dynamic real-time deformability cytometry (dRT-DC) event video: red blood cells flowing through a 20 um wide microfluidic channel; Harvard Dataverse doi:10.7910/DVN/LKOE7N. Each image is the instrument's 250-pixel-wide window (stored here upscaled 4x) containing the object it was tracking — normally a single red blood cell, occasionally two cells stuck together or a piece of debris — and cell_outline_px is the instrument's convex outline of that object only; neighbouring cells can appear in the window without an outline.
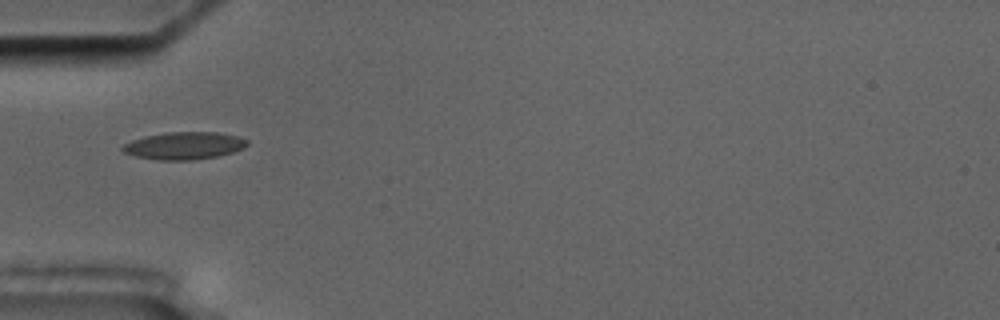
{"species": "common noctule bat (a hibernating species)", "species_latin": "Nyctalus noctula", "temperature_condition": "cold", "stored_images_in_passage": 36, "camera_frame_rate_fps": 3000, "um_per_image_px": 0.085, "animal": {"sex": "male", "body_mass_g": 17.5, "forearm_length_mm": 52.3}, "frame": {"image": 1, "passage_image": 1, "time_ms": 0.0, "image_size_px": [1000, 320], "cell_outline_px": [[248, 144], [244, 148], [232, 152], [216, 156], [192, 160], [160, 160], [136, 156], [124, 152], [120, 148], [124, 144], [132, 140], [144, 136], [164, 132], [216, 132], [236, 136], [248, 140]], "centroid_in_image_um": [15.64, 12.37], "position_along_channel_um": 69.4, "area_um2": 19.83}}
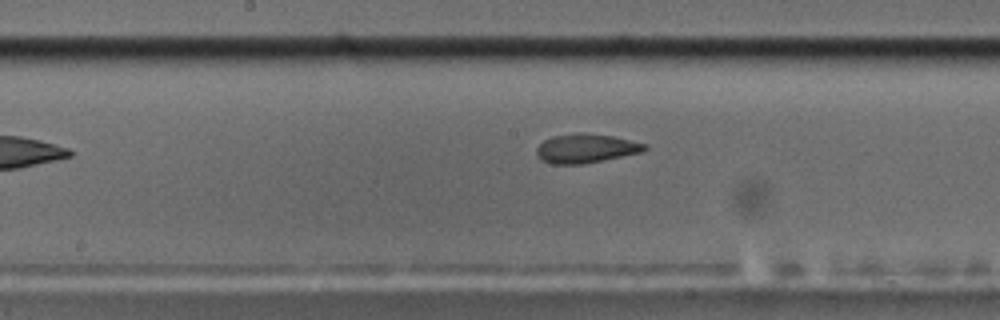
{"frame": {"image": 2, "passage_image": 12, "time_ms": 3.667, "image_size_px": [1000, 320], "cell_outline_px": [[648, 148], [640, 152], [584, 164], [552, 164], [540, 160], [536, 156], [536, 148], [544, 140], [552, 136], [576, 132], [584, 132], [612, 136], [648, 144]], "centroid_in_image_um": [49.76, 12.6], "position_along_channel_um": 198.4, "area_um2": 18.44}}
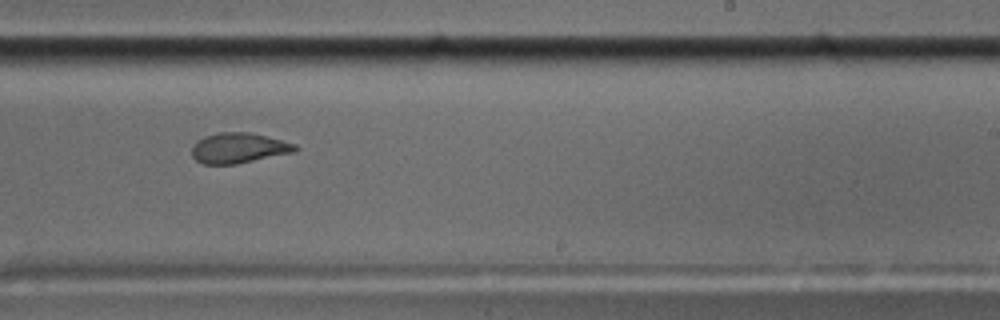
{"frame": {"image": 3, "passage_image": 18, "time_ms": 5.667, "image_size_px": [1000, 320], "cell_outline_px": [[300, 148], [296, 152], [236, 164], [204, 164], [196, 160], [192, 156], [192, 144], [196, 140], [204, 136], [220, 132], [248, 132], [296, 144]], "centroid_in_image_um": [20.28, 12.58], "position_along_channel_um": 268.7, "area_um2": 18.32}, "authors_computed_cell_mechanics": {"area_um2": 18.785, "velocity_mm_per_s": 3.53, "shape_relaxation_time_tau1_ms": null, "shape_relaxation_time_tau2_ms": 1.8311, "deformation_change_tau1": null, "deformation_change_tau2": 0.0778}}